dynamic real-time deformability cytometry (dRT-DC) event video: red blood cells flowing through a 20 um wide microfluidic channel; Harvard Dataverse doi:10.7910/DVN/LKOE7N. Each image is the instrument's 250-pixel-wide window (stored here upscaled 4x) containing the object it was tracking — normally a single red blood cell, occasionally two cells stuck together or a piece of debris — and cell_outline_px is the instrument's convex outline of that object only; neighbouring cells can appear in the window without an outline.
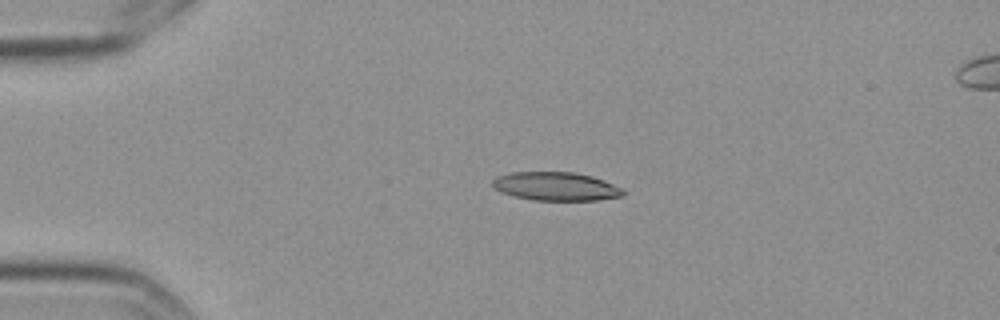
{"species": "Egyptian fruit bat (a non-hibernating species)", "species_latin": "Rousettus aegyptiacus", "temperature_condition": "cold", "stored_images_in_passage": 8, "camera_frame_rate_fps": 3000, "um_per_image_px": 0.085, "frame": {"image": 1, "passage_image": 3, "time_ms": 0.667, "image_size_px": [1000, 320], "cell_outline_px": [[624, 196], [596, 200], [532, 200], [512, 196], [500, 192], [492, 188], [492, 180], [496, 176], [508, 172], [576, 172], [592, 176], [604, 180], [624, 188]], "centroid_in_image_um": [47.22, 15.84], "position_along_channel_um": 37.8, "area_um2": 22.08}}
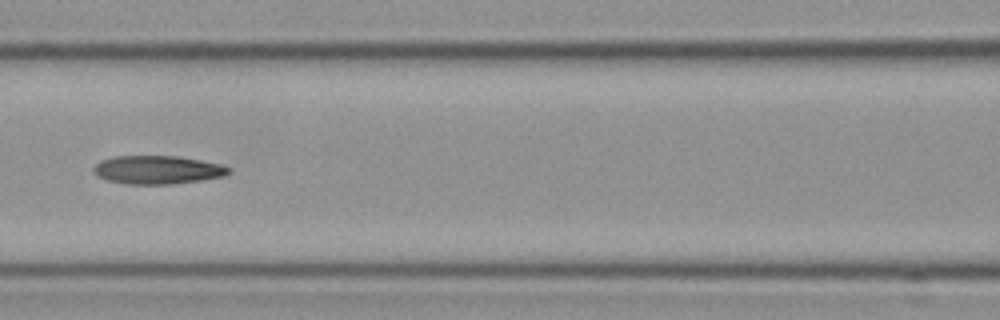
{"frame": {"image": 2, "passage_image": 7, "time_ms": 2.0, "image_size_px": [1000, 320], "cell_outline_px": [[232, 172], [224, 176], [200, 180], [172, 184], [128, 184], [108, 180], [96, 176], [92, 172], [92, 168], [100, 160], [112, 156], [176, 156], [200, 160], [220, 164], [232, 168]], "centroid_in_image_um": [13.37, 14.43], "position_along_channel_um": 153.2, "area_um2": 22.48}}
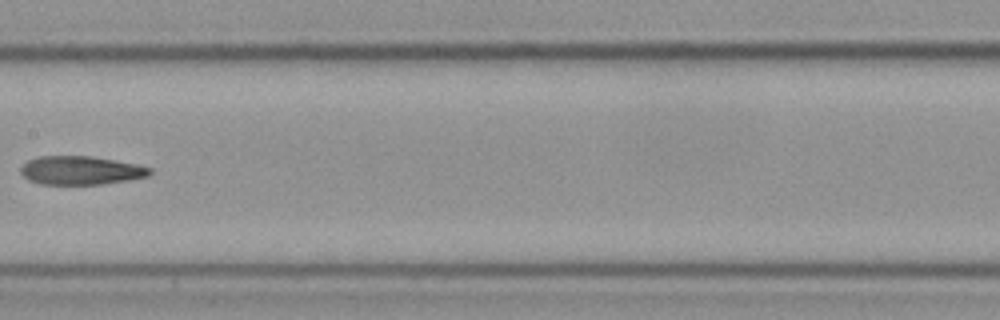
{"frame": {"image": 3, "passage_image": 8, "time_ms": 2.333, "image_size_px": [1000, 320], "cell_outline_px": [[152, 172], [148, 176], [128, 180], [104, 184], [40, 184], [28, 180], [20, 172], [20, 168], [28, 160], [40, 156], [92, 156], [136, 164], [152, 168]], "centroid_in_image_um": [6.87, 14.48], "position_along_channel_um": 200.5, "area_um2": 21.5}}